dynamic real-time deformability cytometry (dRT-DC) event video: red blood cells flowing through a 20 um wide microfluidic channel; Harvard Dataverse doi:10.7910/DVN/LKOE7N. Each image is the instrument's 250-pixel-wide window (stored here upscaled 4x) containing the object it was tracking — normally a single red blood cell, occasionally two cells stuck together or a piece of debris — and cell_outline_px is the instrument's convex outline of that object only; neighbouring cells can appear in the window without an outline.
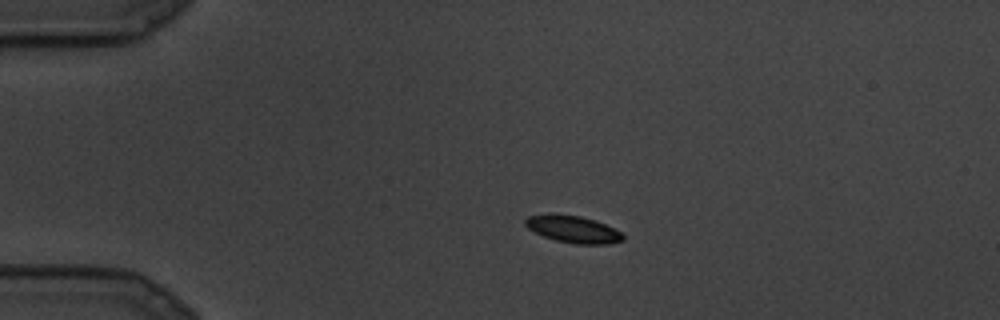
{"species": "common noctule bat (a hibernating species)", "species_latin": "Nyctalus noctula", "temperature_condition": "cold", "stored_images_in_passage": 12, "camera_frame_rate_fps": 3000, "um_per_image_px": 0.085, "animal": {"sex": "male", "body_mass_g": 19.5, "forearm_length_mm": 54.6}, "frame": {"image": 1, "passage_image": 6, "time_ms": 1.667, "image_size_px": [1000, 320], "cell_outline_px": [[624, 240], [608, 244], [576, 244], [556, 240], [544, 236], [528, 228], [524, 224], [524, 220], [528, 216], [548, 212], [552, 212], [580, 216], [596, 220], [620, 232], [624, 236]], "centroid_in_image_um": [48.67, 19.46], "position_along_channel_um": 36.3, "area_um2": 15.55}}
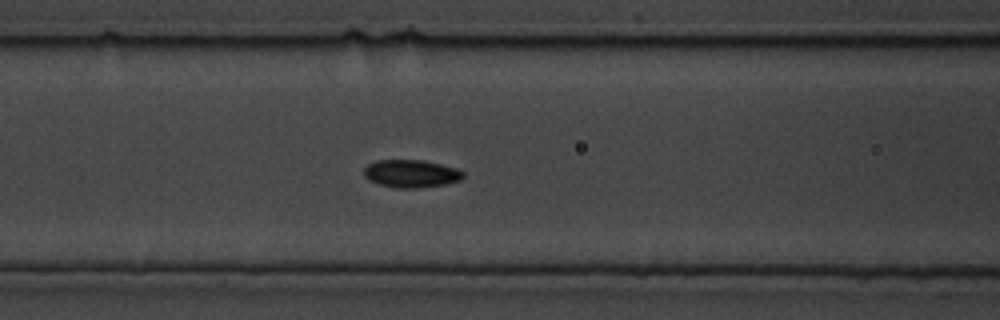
{"frame": {"image": 2, "passage_image": 12, "time_ms": 3.667, "image_size_px": [1000, 320], "cell_outline_px": [[464, 176], [460, 180], [444, 184], [416, 188], [396, 188], [380, 184], [368, 180], [364, 176], [364, 168], [368, 164], [376, 160], [424, 160], [456, 168], [464, 172]], "centroid_in_image_um": [34.93, 14.75], "position_along_channel_um": 131.7, "area_um2": 16.01}}